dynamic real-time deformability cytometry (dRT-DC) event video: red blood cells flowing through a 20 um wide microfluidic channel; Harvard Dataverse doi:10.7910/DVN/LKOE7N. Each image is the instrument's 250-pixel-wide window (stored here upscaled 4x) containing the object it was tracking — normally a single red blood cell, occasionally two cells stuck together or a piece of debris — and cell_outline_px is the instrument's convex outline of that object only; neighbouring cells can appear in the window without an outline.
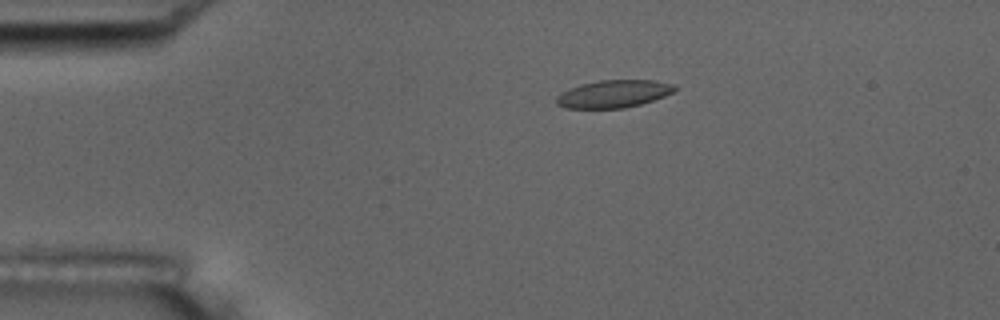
{"species": "common noctule bat (a hibernating species)", "species_latin": "Nyctalus noctula", "temperature_condition": "room temperature", "stored_images_in_passage": 8, "camera_frame_rate_fps": 3000, "um_per_image_px": 0.085, "animal": {"sex": "male", "body_mass_g": 17.5, "forearm_length_mm": 52.3}, "frame": {"image": 1, "passage_image": 4, "time_ms": 3.667, "image_size_px": [1000, 320], "cell_outline_px": [[676, 88], [672, 92], [664, 96], [640, 104], [624, 108], [564, 108], [556, 104], [556, 96], [560, 92], [568, 88], [580, 84], [600, 80], [652, 80], [676, 84]], "centroid_in_image_um": [52.11, 7.97], "position_along_channel_um": 32.9, "area_um2": 19.07}}
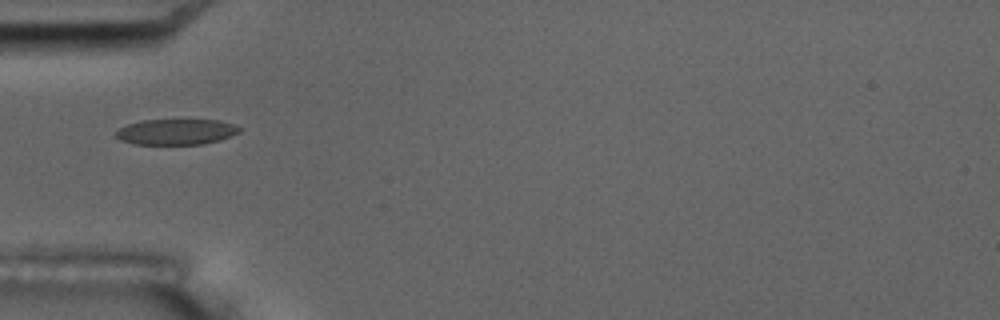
{"frame": {"image": 2, "passage_image": 6, "time_ms": 6.0, "image_size_px": [1000, 320], "cell_outline_px": [[240, 132], [232, 136], [220, 140], [204, 144], [132, 144], [120, 140], [116, 136], [116, 132], [120, 128], [128, 124], [140, 120], [220, 120], [232, 124], [240, 128]], "centroid_in_image_um": [14.98, 11.21], "position_along_channel_um": 70.0, "area_um2": 18.5}}